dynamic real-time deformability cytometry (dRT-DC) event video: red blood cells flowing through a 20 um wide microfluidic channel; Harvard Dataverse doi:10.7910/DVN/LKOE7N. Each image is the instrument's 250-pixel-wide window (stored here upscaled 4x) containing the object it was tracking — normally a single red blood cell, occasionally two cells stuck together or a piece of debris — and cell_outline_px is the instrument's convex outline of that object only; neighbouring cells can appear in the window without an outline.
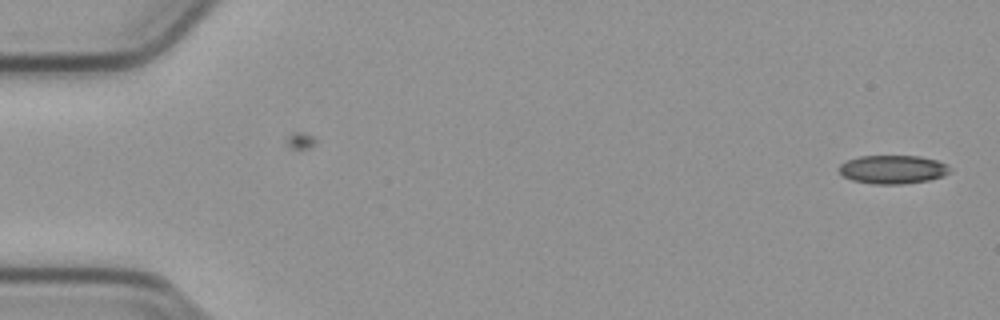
{"species": "common noctule bat (a hibernating species)", "species_latin": "Nyctalus noctula", "temperature_condition": "cold", "stored_images_in_passage": 49, "camera_frame_rate_fps": 3000, "um_per_image_px": 0.085, "animal": {"sex": "male", "body_mass_g": 23.1, "forearm_length_mm": 52.7}, "frame": {"image": 1, "passage_image": 1, "time_ms": 0.0, "image_size_px": [1000, 320], "cell_outline_px": [[952, 168], [944, 176], [928, 180], [904, 184], [872, 184], [852, 180], [844, 176], [840, 172], [840, 164], [848, 160], [860, 156], [920, 156], [936, 160], [948, 164]], "centroid_in_image_um": [75.92, 14.4], "position_along_channel_um": 9.1, "area_um2": 18.44}}
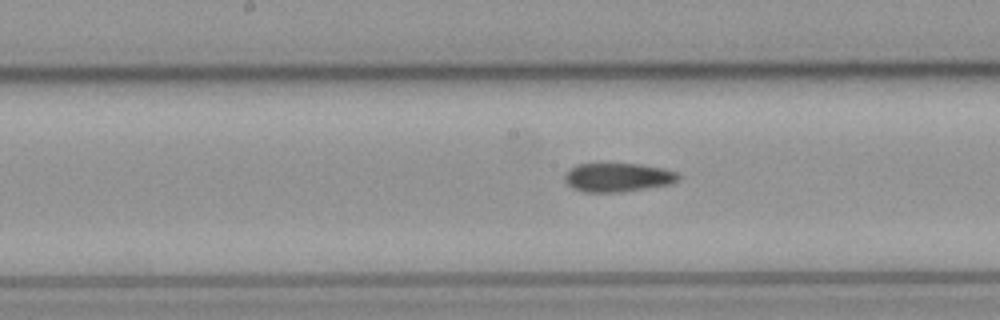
{"frame": {"image": 2, "passage_image": 27, "time_ms": 8.667, "image_size_px": [1000, 320], "cell_outline_px": [[680, 180], [668, 184], [620, 192], [584, 192], [572, 188], [564, 180], [564, 176], [576, 164], [640, 164], [664, 168], [680, 172]], "centroid_in_image_um": [52.54, 15.07], "position_along_channel_um": 195.7, "area_um2": 19.02}}
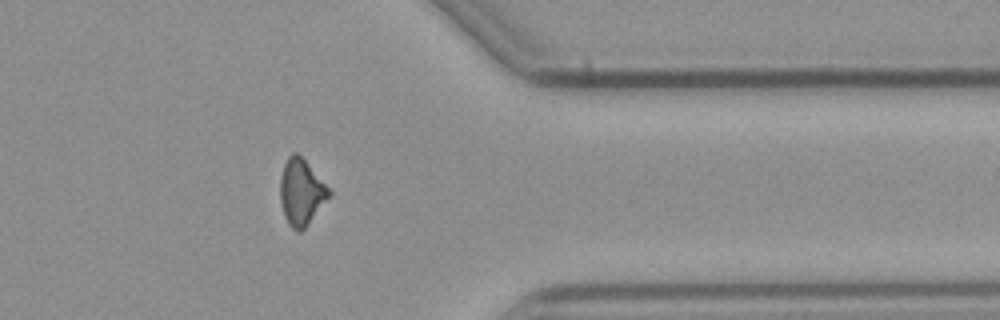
{"frame": {"image": 3, "passage_image": 43, "time_ms": 14.0, "image_size_px": [1000, 320], "cell_outline_px": [[332, 192], [304, 228], [300, 232], [296, 232], [288, 224], [284, 216], [280, 200], [280, 176], [284, 164], [288, 156], [292, 152], [296, 152], [304, 160]], "centroid_in_image_um": [25.56, 16.33], "position_along_channel_um": 385.8, "area_um2": 18.38}}